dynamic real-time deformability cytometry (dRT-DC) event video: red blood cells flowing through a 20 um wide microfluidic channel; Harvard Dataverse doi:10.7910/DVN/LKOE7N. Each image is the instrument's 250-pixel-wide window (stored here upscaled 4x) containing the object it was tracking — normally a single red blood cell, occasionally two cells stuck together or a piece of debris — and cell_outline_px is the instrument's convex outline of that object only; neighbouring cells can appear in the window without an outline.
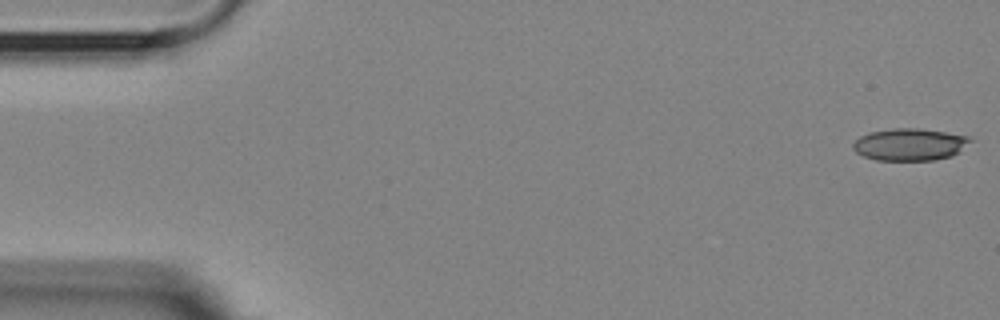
{"species": "Egyptian fruit bat (a non-hibernating species)", "species_latin": "Rousettus aegyptiacus", "temperature_condition": "room temperature", "stored_images_in_passage": 20, "camera_frame_rate_fps": 3000, "um_per_image_px": 0.085, "animal": {"sex": "female"}, "frame": {"image": 1, "passage_image": 1, "time_ms": 0.0, "image_size_px": [1000, 320], "cell_outline_px": [[972, 140], [952, 156], [932, 160], [876, 160], [864, 156], [856, 152], [852, 148], [852, 144], [860, 136], [868, 132], [892, 128], [916, 128], [944, 132], [968, 136]], "centroid_in_image_um": [77.28, 12.27], "position_along_channel_um": 7.7, "area_um2": 21.79}}
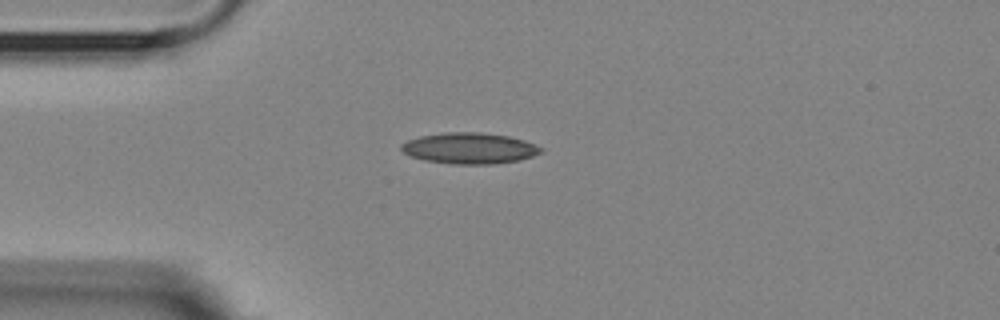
{"frame": {"image": 2, "passage_image": 14, "time_ms": 4.333, "image_size_px": [1000, 320], "cell_outline_px": [[544, 152], [520, 160], [492, 164], [452, 164], [424, 160], [412, 156], [404, 152], [400, 148], [400, 144], [408, 140], [420, 136], [444, 132], [480, 132], [508, 136], [524, 140], [544, 148]], "centroid_in_image_um": [39.92, 12.6], "position_along_channel_um": 45.1, "area_um2": 25.32}}
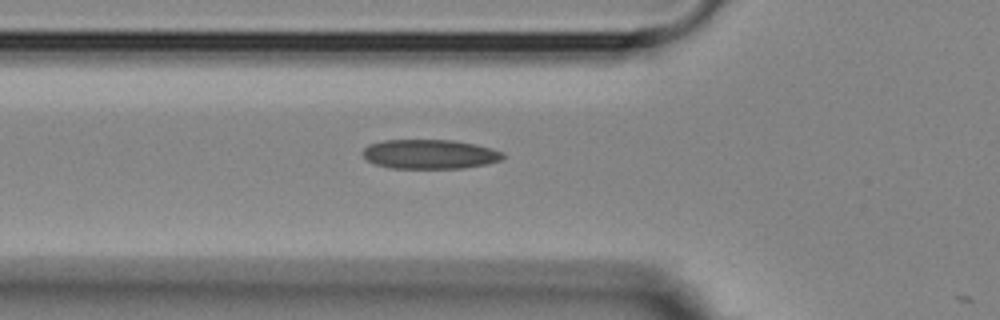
{"frame": {"image": 3, "passage_image": 19, "time_ms": 6.0, "image_size_px": [1000, 320], "cell_outline_px": [[504, 156], [500, 160], [488, 164], [464, 168], [392, 168], [376, 164], [368, 160], [360, 152], [368, 144], [384, 140], [452, 140], [476, 144], [504, 152]], "centroid_in_image_um": [36.53, 13.1], "position_along_channel_um": 89.3, "area_um2": 24.04}}